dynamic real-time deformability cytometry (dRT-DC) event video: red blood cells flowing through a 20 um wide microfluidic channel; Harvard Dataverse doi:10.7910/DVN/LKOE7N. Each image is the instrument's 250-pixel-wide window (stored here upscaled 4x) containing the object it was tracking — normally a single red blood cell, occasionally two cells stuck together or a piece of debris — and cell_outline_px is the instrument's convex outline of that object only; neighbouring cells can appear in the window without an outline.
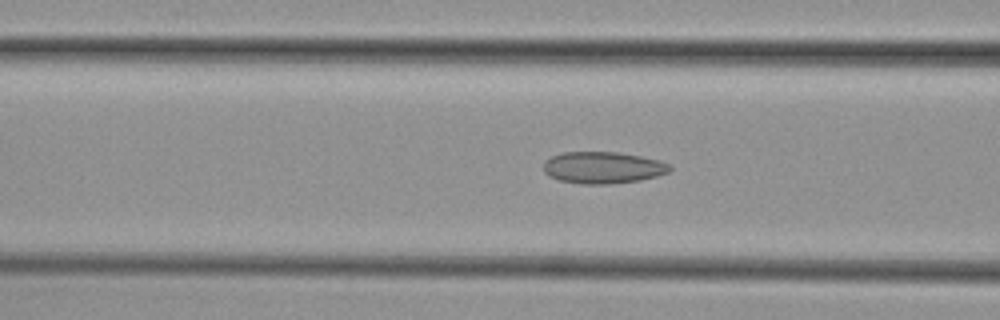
{"species": "common noctule bat (a hibernating species)", "species_latin": "Nyctalus noctula", "temperature_condition": "cold", "stored_images_in_passage": 51, "camera_frame_rate_fps": 3000, "um_per_image_px": 0.085, "animal": {"sex": "female", "body_mass_g": 29.2, "forearm_length_mm": 56.3}, "frame": {"image": 1, "passage_image": 21, "time_ms": 6.667, "image_size_px": [1000, 320], "cell_outline_px": [[672, 168], [668, 172], [656, 176], [640, 180], [608, 184], [584, 184], [560, 180], [548, 176], [544, 172], [544, 160], [552, 156], [564, 152], [616, 152], [640, 156], [660, 160], [668, 164]], "centroid_in_image_um": [51.23, 14.24], "position_along_channel_um": 115.4, "area_um2": 23.29}}
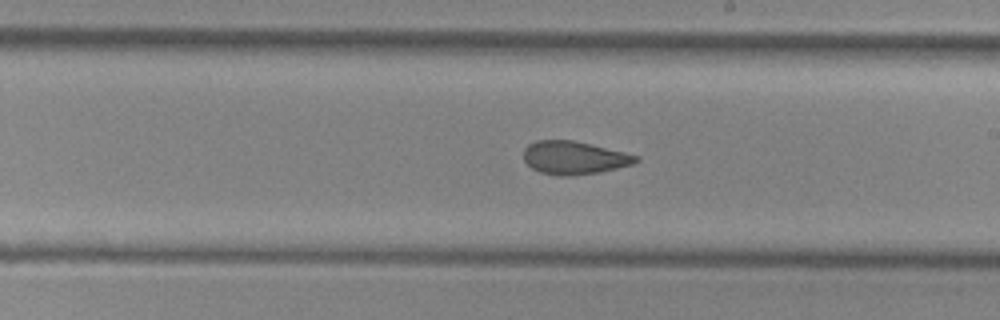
{"frame": {"image": 2, "passage_image": 31, "time_ms": 10.0, "image_size_px": [1000, 320], "cell_outline_px": [[640, 160], [632, 164], [600, 172], [572, 176], [560, 176], [540, 172], [532, 168], [524, 160], [524, 148], [528, 144], [536, 140], [572, 140], [624, 152], [640, 156]], "centroid_in_image_um": [48.79, 13.41], "position_along_channel_um": 240.2, "area_um2": 21.62}}
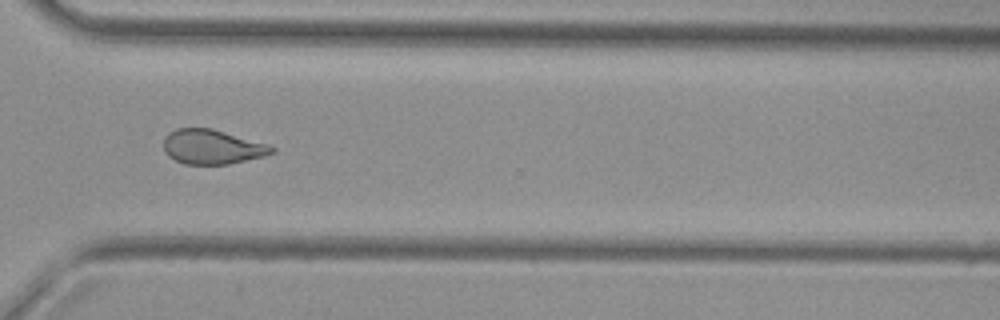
{"frame": {"image": 3, "passage_image": 40, "time_ms": 13.0, "image_size_px": [1000, 320], "cell_outline_px": [[276, 152], [264, 156], [228, 164], [184, 164], [168, 156], [164, 148], [164, 136], [168, 132], [176, 128], [212, 128], [264, 144], [276, 148]], "centroid_in_image_um": [17.99, 12.48], "position_along_channel_um": 352.6, "area_um2": 21.56}}